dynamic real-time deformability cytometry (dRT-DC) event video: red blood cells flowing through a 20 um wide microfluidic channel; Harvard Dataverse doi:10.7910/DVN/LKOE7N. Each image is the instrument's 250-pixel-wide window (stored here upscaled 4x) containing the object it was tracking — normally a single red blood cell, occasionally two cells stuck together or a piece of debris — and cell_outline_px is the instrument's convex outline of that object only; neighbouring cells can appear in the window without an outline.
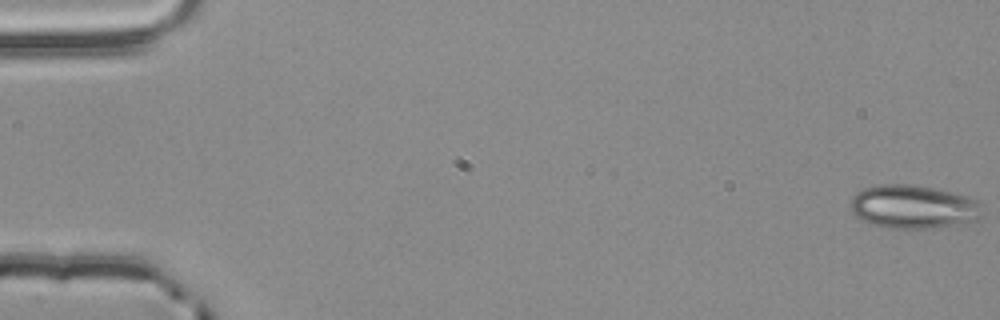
{"species": "common noctule bat (a hibernating species)", "species_latin": "Nyctalus noctula", "temperature_condition": "room temperature", "stored_images_in_passage": 4, "camera_frame_rate_fps": 3000, "um_per_image_px": 0.085, "animal": {"sex": "male", "body_mass_g": 20.4}, "frame": {"image": 1, "passage_image": 1, "time_ms": 0.0, "image_size_px": [1000, 320], "cell_outline_px": [[984, 216], [976, 220], [936, 228], [888, 228], [872, 224], [856, 216], [852, 212], [848, 204], [852, 196], [856, 192], [864, 188], [880, 184], [912, 184], [956, 192], [980, 200], [984, 204]], "centroid_in_image_um": [77.69, 17.56], "position_along_channel_um": 7.3, "area_um2": 34.16}}
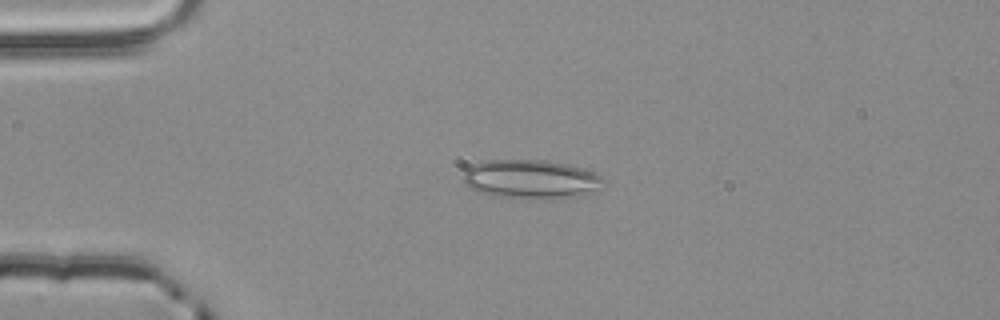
{"frame": {"image": 2, "passage_image": 4, "time_ms": 1.0, "image_size_px": [1000, 320], "cell_outline_px": [[608, 180], [600, 192], [580, 196], [496, 196], [476, 192], [464, 184], [464, 172], [472, 164], [488, 160], [544, 160], [568, 164], [592, 172]], "centroid_in_image_um": [45.18, 15.2], "position_along_channel_um": 39.8, "area_um2": 31.33}}